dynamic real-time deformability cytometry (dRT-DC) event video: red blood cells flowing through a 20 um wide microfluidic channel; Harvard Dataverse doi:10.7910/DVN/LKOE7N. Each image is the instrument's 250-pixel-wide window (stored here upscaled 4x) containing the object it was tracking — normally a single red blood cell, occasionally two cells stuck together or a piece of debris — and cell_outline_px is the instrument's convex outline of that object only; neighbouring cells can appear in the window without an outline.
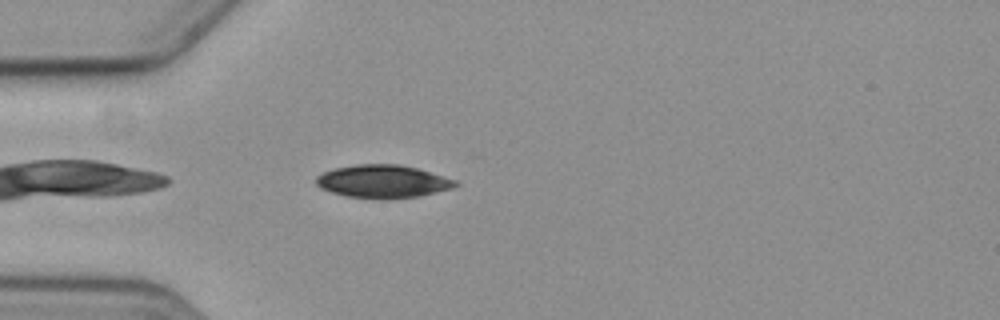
{"species": "common noctule bat (a hibernating species)", "species_latin": "Nyctalus noctula", "temperature_condition": "cold", "stored_images_in_passage": 4, "camera_frame_rate_fps": 3000, "um_per_image_px": 0.085, "animal": {"sex": "female", "body_mass_g": 19.3, "forearm_length_mm": 54.1}, "frame": {"image": 1, "passage_image": 3, "time_ms": 3.333, "image_size_px": [1000, 320], "cell_outline_px": [[460, 184], [452, 188], [416, 196], [384, 200], [348, 196], [332, 192], [320, 188], [316, 184], [316, 176], [324, 172], [336, 168], [356, 164], [400, 164], [416, 168], [456, 180]], "centroid_in_image_um": [32.52, 15.42], "position_along_channel_um": 52.5, "area_um2": 26.59}}